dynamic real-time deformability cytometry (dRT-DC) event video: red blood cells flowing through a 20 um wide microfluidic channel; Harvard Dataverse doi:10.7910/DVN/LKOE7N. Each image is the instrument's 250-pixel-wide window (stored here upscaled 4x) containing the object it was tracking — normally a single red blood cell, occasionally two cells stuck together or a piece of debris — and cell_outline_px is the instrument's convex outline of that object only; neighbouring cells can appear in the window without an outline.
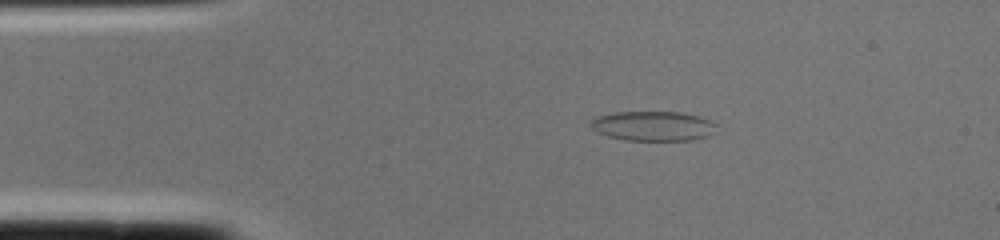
{"species": "common noctule bat (a hibernating species)", "species_latin": "Nyctalus noctula", "temperature_condition": "cold", "stored_images_in_passage": 2, "camera_frame_rate_fps": 3000, "um_per_image_px": 0.085, "animal": {"sex": "female", "body_mass_g": 22.0, "forearm_length_mm": 56.7}, "frame": {"image": 1, "passage_image": 2, "time_ms": 0.333, "image_size_px": [1000, 240], "cell_outline_px": [[716, 124], [708, 136], [692, 140], [624, 140], [608, 136], [596, 132], [588, 124], [596, 116], [612, 112], [680, 112], [700, 116], [712, 120]], "centroid_in_image_um": [55.47, 10.7], "position_along_channel_um": 29.5, "area_um2": 21.85}}